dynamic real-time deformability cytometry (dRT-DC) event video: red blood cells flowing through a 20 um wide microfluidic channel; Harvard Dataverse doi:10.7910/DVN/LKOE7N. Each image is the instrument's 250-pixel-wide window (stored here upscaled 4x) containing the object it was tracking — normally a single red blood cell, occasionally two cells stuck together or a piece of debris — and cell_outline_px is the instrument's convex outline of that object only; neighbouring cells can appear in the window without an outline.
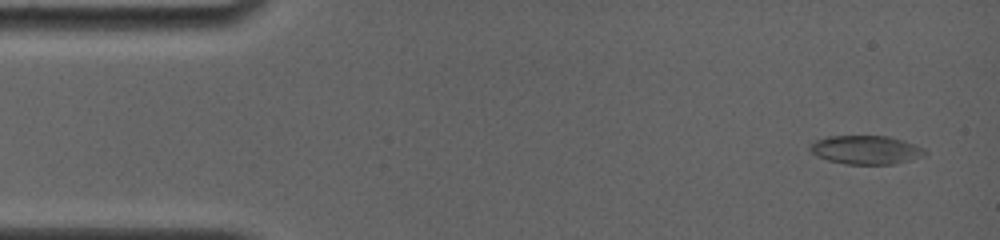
{"species": "common noctule bat (a hibernating species)", "species_latin": "Nyctalus noctula", "temperature_condition": "room temperature", "stored_images_in_passage": 63, "camera_frame_rate_fps": 4000, "um_per_image_px": 0.085, "animal": {"sex": "female", "body_mass_g": 19.0, "forearm_length_mm": 56.7}, "frame": {"image": 1, "passage_image": 1, "time_ms": 0.0, "image_size_px": [1000, 240], "cell_outline_px": [[916, 148], [896, 160], [888, 164], [848, 164], [828, 160], [816, 156], [808, 148], [816, 140], [828, 136], [888, 136], [900, 140]], "centroid_in_image_um": [73.15, 12.7], "position_along_channel_um": 11.9, "area_um2": 17.05}}
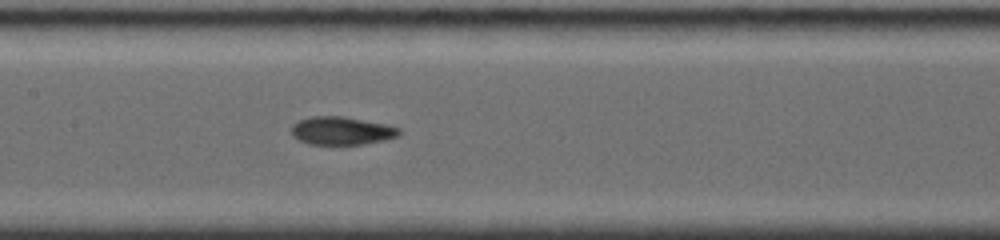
{"frame": {"image": 2, "passage_image": 39, "time_ms": 7.0, "image_size_px": [1000, 240], "cell_outline_px": [[400, 136], [384, 140], [364, 144], [308, 144], [292, 136], [292, 124], [300, 120], [312, 116], [344, 116], [384, 124], [400, 128]], "centroid_in_image_um": [29.04, 11.11], "position_along_channel_um": 178.4, "area_um2": 17.57}}
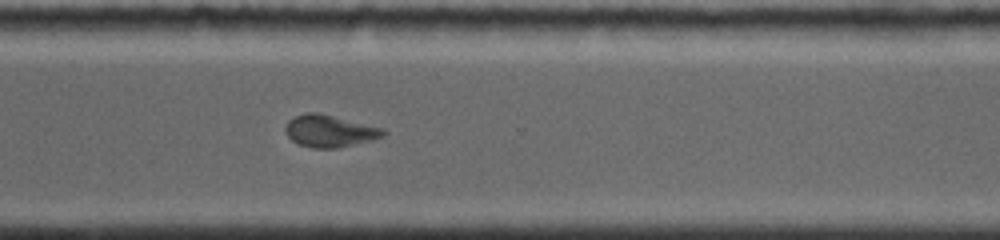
{"frame": {"image": 3, "passage_image": 62, "time_ms": 11.25, "image_size_px": [1000, 240], "cell_outline_px": [[388, 132], [384, 136], [372, 140], [336, 148], [312, 148], [300, 144], [292, 140], [284, 132], [284, 128], [288, 120], [304, 112], [320, 112], [384, 128]], "centroid_in_image_um": [28.03, 11.12], "position_along_channel_um": 342.6, "area_um2": 18.5}}